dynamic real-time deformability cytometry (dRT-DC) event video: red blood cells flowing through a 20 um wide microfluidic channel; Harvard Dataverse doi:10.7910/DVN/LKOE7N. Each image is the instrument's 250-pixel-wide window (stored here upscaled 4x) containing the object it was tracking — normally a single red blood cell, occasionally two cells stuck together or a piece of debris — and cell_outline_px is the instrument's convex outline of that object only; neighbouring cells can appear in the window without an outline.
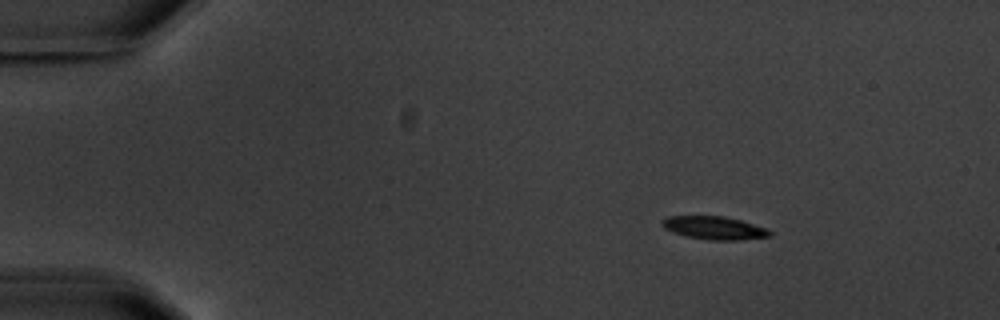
{"species": "common noctule bat (a hibernating species)", "species_latin": "Nyctalus noctula", "temperature_condition": "warm", "stored_images_in_passage": 8, "camera_frame_rate_fps": 3000, "um_per_image_px": 0.085, "animal": {"sex": "male", "body_mass_g": 20.1, "forearm_length_mm": 53.5}, "frame": {"image": 1, "passage_image": 2, "time_ms": 1.333, "image_size_px": [1000, 320], "cell_outline_px": [[772, 236], [740, 240], [708, 240], [684, 236], [672, 232], [664, 228], [660, 224], [668, 216], [724, 216], [740, 220], [764, 228], [772, 232]], "centroid_in_image_um": [60.69, 19.38], "position_along_channel_um": 24.3, "area_um2": 14.45}}
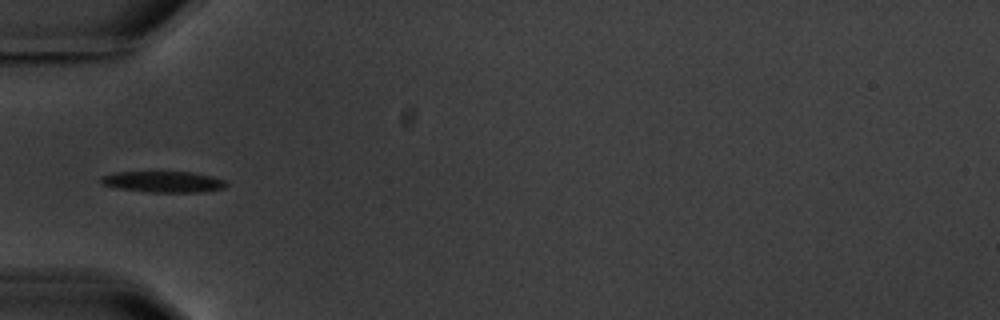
{"frame": {"image": 2, "passage_image": 5, "time_ms": 5.0, "image_size_px": [1000, 320], "cell_outline_px": [[228, 184], [224, 188], [200, 192], [148, 192], [120, 188], [100, 184], [100, 176], [116, 172], [192, 172], [212, 176], [224, 180]], "centroid_in_image_um": [13.87, 15.45], "position_along_channel_um": 71.1, "area_um2": 15.37}}